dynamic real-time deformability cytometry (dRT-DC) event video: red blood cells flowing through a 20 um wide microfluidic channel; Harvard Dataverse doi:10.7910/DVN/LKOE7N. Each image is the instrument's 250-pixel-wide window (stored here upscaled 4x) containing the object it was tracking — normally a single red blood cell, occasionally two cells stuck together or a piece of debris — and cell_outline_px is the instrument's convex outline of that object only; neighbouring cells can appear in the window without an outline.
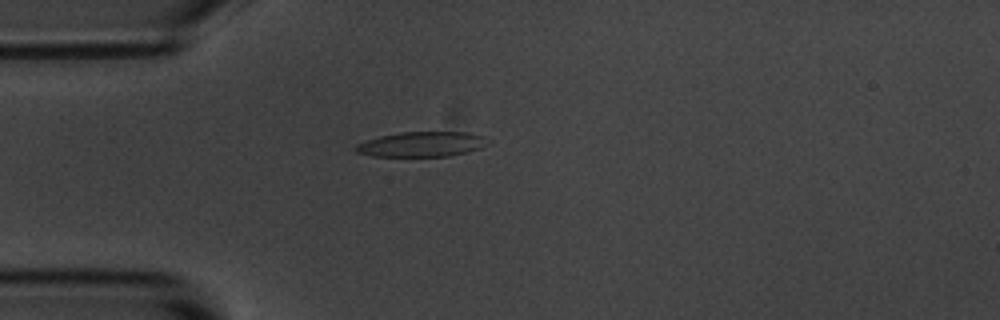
{"species": "common noctule bat (a hibernating species)", "species_latin": "Nyctalus noctula", "temperature_condition": "room temperature", "stored_images_in_passage": 43, "camera_frame_rate_fps": 3000, "um_per_image_px": 0.085, "animal": {"sex": "male", "body_mass_g": 20.1, "forearm_length_mm": 53.5}, "frame": {"image": 1, "passage_image": 3, "time_ms": 0.667, "image_size_px": [1000, 320], "cell_outline_px": [[488, 144], [480, 148], [468, 152], [448, 156], [372, 156], [356, 152], [352, 148], [356, 144], [380, 136], [400, 132], [468, 132], [480, 136]], "centroid_in_image_um": [35.79, 12.26], "position_along_channel_um": 49.2, "area_um2": 19.07}}
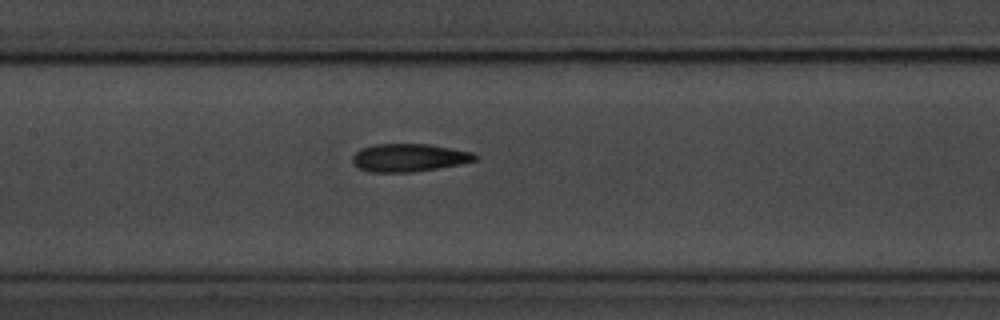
{"frame": {"image": 2, "passage_image": 14, "time_ms": 4.333, "image_size_px": [1000, 320], "cell_outline_px": [[480, 156], [476, 160], [460, 164], [412, 172], [372, 172], [360, 168], [352, 160], [352, 156], [360, 148], [376, 144], [428, 144], [476, 152]], "centroid_in_image_um": [34.82, 13.39], "position_along_channel_um": 172.6, "area_um2": 19.94}}
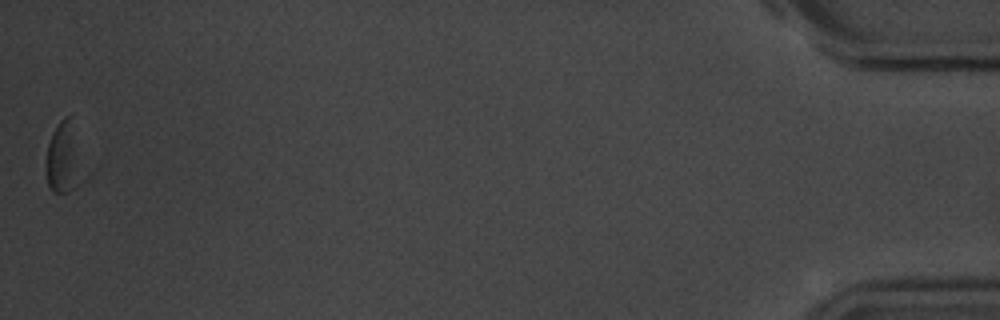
{"frame": {"image": 3, "passage_image": 43, "time_ms": 14.0, "image_size_px": [1000, 320], "cell_outline_px": [[88, 176], [84, 180], [68, 192], [52, 192], [48, 184], [48, 144], [60, 120], [64, 116], [68, 116]], "centroid_in_image_um": [5.5, 13.54], "position_along_channel_um": 429.7, "area_um2": 14.97}, "authors_computed_cell_mechanics": {"area_um2": 19.074, "velocity_mm_per_s": 3.6416, "shape_relaxation_time_tau1_ms": 4.0456, "shape_relaxation_time_tau2_ms": 4.233, "deformation_change_tau1": 0.1132, "deformation_change_tau2": 0.1351}}